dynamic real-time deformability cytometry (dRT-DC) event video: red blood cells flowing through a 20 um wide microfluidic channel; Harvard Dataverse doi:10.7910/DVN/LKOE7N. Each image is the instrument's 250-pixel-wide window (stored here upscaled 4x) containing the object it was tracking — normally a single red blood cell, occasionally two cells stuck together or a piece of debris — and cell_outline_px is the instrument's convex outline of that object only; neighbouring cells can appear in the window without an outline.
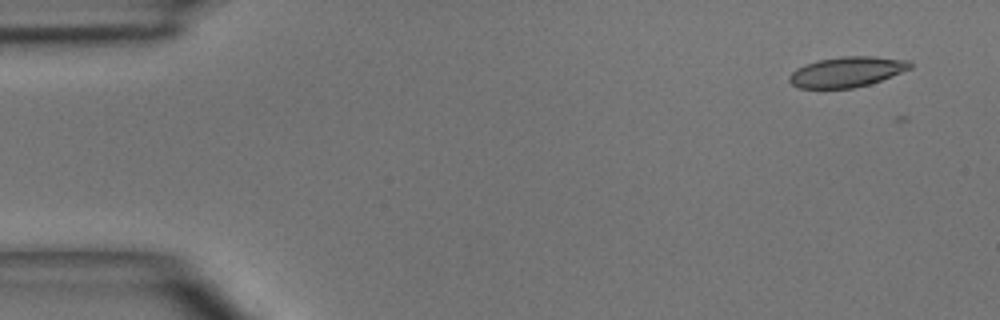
{"species": "common noctule bat (a hibernating species)", "species_latin": "Nyctalus noctula", "temperature_condition": "room temperature", "stored_images_in_passage": 4, "camera_frame_rate_fps": 3000, "um_per_image_px": 0.085, "animal": {"sex": "male", "body_mass_g": 15.6}, "frame": {"image": 1, "passage_image": 1, "time_ms": 0.0, "image_size_px": [1000, 320], "cell_outline_px": [[912, 68], [880, 80], [868, 84], [852, 88], [800, 88], [792, 84], [788, 80], [788, 76], [796, 68], [804, 64], [820, 60], [840, 56], [872, 56], [908, 60], [912, 64]], "centroid_in_image_um": [71.96, 6.1], "position_along_channel_um": 13.0, "area_um2": 21.21}}
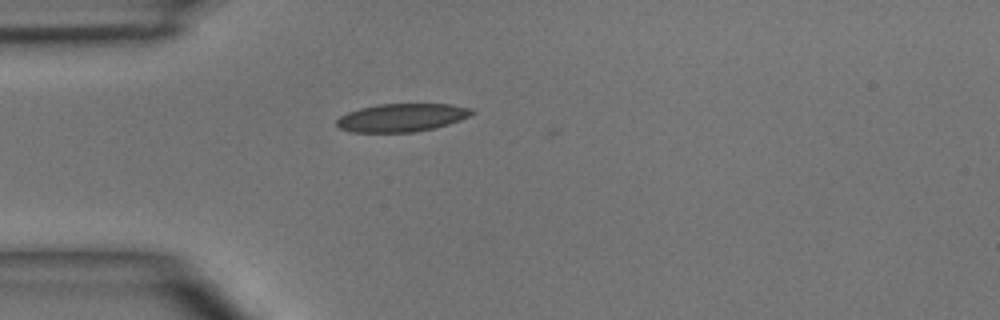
{"frame": {"image": 2, "passage_image": 4, "time_ms": 3.333, "image_size_px": [1000, 320], "cell_outline_px": [[476, 112], [460, 120], [436, 128], [416, 132], [352, 132], [340, 128], [336, 124], [336, 120], [340, 116], [348, 112], [360, 108], [380, 104], [452, 104], [472, 108]], "centroid_in_image_um": [34.17, 10.0], "position_along_channel_um": 50.8, "area_um2": 22.2}}